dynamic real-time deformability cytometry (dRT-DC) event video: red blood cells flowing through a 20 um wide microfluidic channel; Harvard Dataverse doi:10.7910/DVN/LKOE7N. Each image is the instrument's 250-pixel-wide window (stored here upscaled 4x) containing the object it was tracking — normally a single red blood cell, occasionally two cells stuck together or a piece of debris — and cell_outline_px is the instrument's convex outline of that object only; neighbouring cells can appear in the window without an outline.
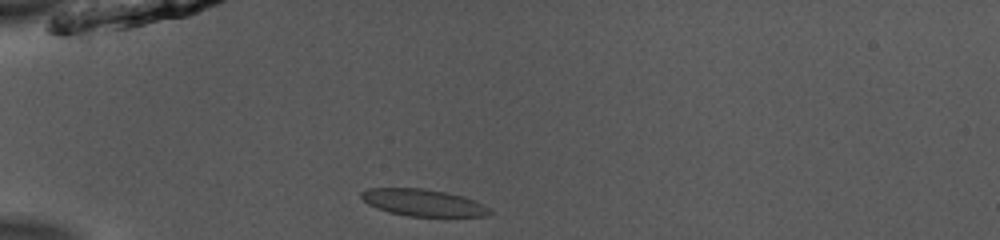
{"species": "common noctule bat (a hibernating species)", "species_latin": "Nyctalus noctula", "temperature_condition": "room temperature", "stored_images_in_passage": 37, "camera_frame_rate_fps": 3000, "um_per_image_px": 0.085, "animal": {"sex": "male", "body_mass_g": 13.0, "forearm_length_mm": 53.1}, "frame": {"image": 1, "passage_image": 1, "time_ms": 0.0, "image_size_px": [1000, 240], "cell_outline_px": [[492, 212], [488, 216], [408, 216], [388, 212], [376, 208], [368, 204], [360, 196], [360, 192], [368, 188], [424, 188], [444, 192], [460, 196], [472, 200], [488, 208]], "centroid_in_image_um": [35.89, 17.22], "position_along_channel_um": 49.1, "area_um2": 19.88}}
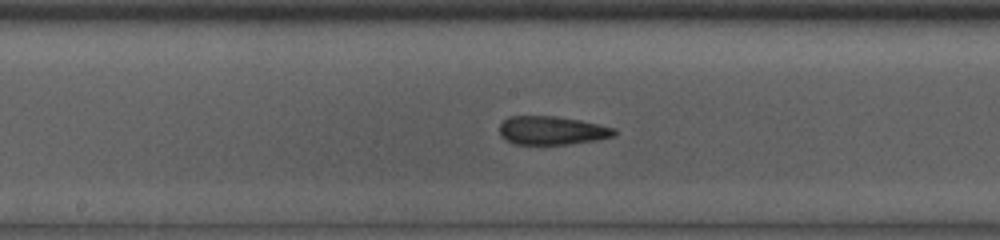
{"frame": {"image": 2, "passage_image": 14, "time_ms": 4.333, "image_size_px": [1000, 240], "cell_outline_px": [[616, 136], [596, 140], [568, 144], [516, 144], [504, 140], [500, 136], [500, 124], [508, 116], [552, 116], [580, 120], [616, 128]], "centroid_in_image_um": [46.91, 11.09], "position_along_channel_um": 201.3, "area_um2": 19.13}}
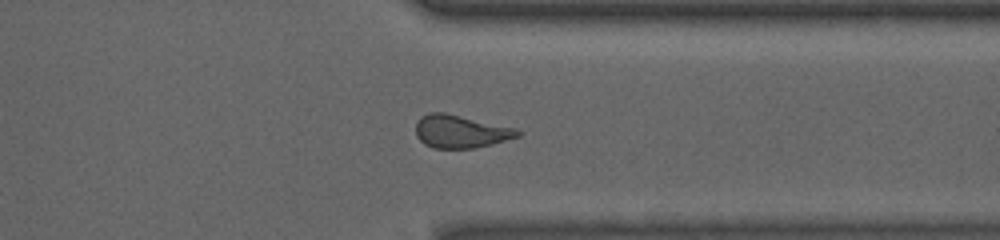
{"frame": {"image": 3, "passage_image": 27, "time_ms": 8.667, "image_size_px": [1000, 240], "cell_outline_px": [[520, 136], [492, 144], [476, 148], [432, 148], [424, 144], [416, 136], [416, 120], [420, 116], [428, 112], [444, 112], [516, 128], [520, 132]], "centroid_in_image_um": [39.11, 11.17], "position_along_channel_um": 372.3, "area_um2": 19.65}, "authors_computed_cell_mechanics": {"area_um2": 19.8254, "velocity_mm_per_s": 3.9547, "shape_relaxation_time_tau1_ms": null, "shape_relaxation_time_tau2_ms": 1.6415, "deformation_change_tau1": null, "deformation_change_tau2": 0.1049}}